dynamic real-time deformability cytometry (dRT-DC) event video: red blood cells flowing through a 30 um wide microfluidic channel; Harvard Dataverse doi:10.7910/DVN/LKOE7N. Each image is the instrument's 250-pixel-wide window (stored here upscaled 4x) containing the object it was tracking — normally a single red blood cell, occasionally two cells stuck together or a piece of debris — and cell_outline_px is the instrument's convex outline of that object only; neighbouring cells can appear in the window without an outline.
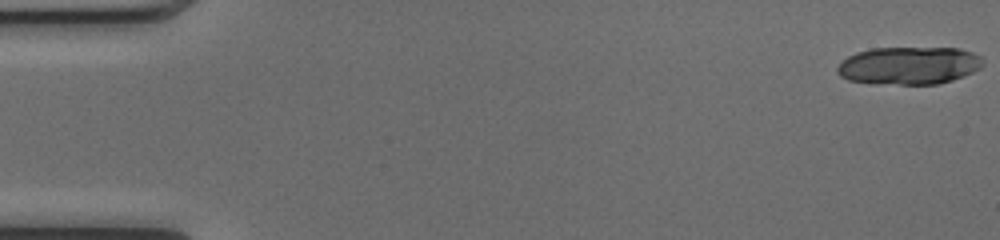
{"species": "common noctule bat (a hibernating species)", "species_latin": "Nyctalus noctula", "temperature_condition": "cold", "stored_images_in_passage": 18, "camera_frame_rate_fps": 3000, "um_per_image_px": 0.085, "animal": {"sex": "female", "body_mass_g": 17.0, "forearm_length_mm": 48.0}, "frame": {"image": 1, "passage_image": 1, "time_ms": 0.0, "image_size_px": [1000, 240], "cell_outline_px": [[984, 64], [980, 68], [964, 76], [952, 80], [936, 84], [900, 84], [848, 80], [840, 76], [836, 72], [836, 68], [848, 56], [856, 52], [872, 48], [960, 48], [972, 52], [980, 56], [984, 60]], "centroid_in_image_um": [77.3, 5.56], "position_along_channel_um": 7.7, "area_um2": 31.85}}